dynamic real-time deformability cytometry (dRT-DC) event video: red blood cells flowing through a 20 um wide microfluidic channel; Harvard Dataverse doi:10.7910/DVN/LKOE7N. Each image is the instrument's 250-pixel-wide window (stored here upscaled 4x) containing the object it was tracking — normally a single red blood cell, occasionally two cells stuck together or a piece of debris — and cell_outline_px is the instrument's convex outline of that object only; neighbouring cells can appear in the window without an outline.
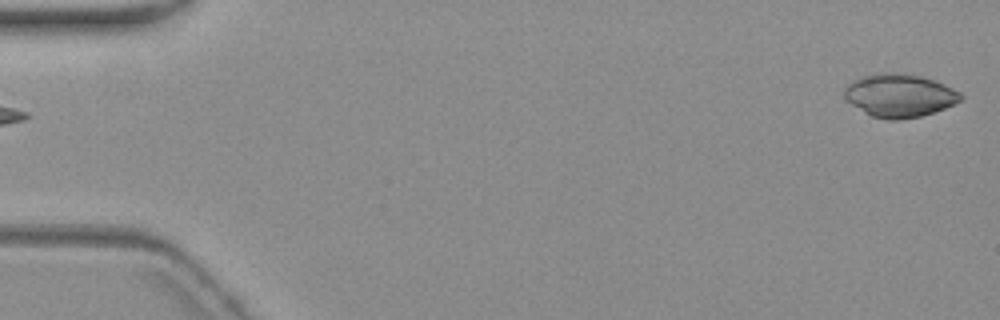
{"species": "common noctule bat (a hibernating species)", "species_latin": "Nyctalus noctula", "temperature_condition": "warm", "stored_images_in_passage": 6, "segment_of_instrument_passage": [2, 2], "camera_frame_rate_fps": 3000, "um_per_image_px": 0.085, "animal": {"sex": "female", "body_mass_g": 19.3, "forearm_length_mm": 54.1}, "frame": {"image": 1, "passage_image": 6, "time_ms": 5.667, "image_size_px": [1000, 320], "cell_outline_px": [[964, 96], [960, 100], [944, 108], [920, 116], [896, 120], [888, 120], [872, 116], [864, 112], [844, 100], [844, 88], [848, 84], [860, 76], [880, 72], [892, 72], [920, 76], [944, 84], [960, 92]], "centroid_in_image_um": [76.4, 8.11], "position_along_channel_um": 8.6, "area_um2": 29.13}}